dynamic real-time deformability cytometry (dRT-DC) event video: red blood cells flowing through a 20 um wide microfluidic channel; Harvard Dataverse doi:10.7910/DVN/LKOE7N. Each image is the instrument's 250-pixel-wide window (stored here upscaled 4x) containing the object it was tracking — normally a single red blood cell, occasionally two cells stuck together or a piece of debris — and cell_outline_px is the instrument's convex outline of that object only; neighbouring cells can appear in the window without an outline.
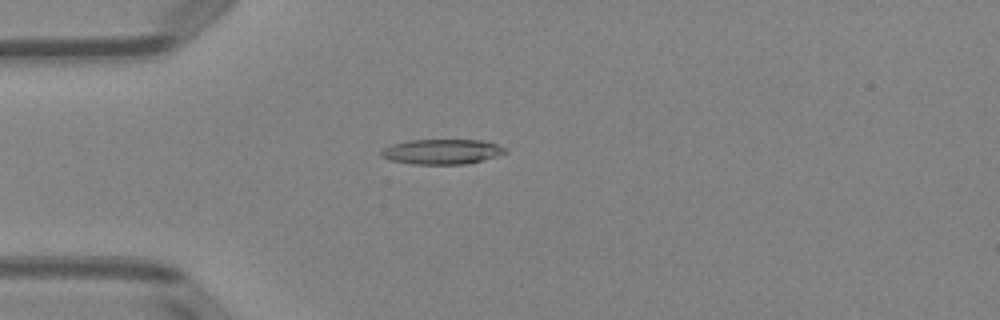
{"species": "Egyptian fruit bat (a non-hibernating species)", "species_latin": "Rousettus aegyptiacus", "temperature_condition": "room temperature", "stored_images_in_passage": 43, "camera_frame_rate_fps": 3000, "um_per_image_px": 0.085, "animal": {"sex": "female"}, "frame": {"image": 1, "passage_image": 6, "time_ms": 1.667, "image_size_px": [1000, 320], "cell_outline_px": [[508, 152], [496, 156], [464, 164], [412, 164], [392, 160], [380, 156], [380, 152], [384, 148], [392, 144], [408, 140], [484, 140], [496, 144], [504, 148]], "centroid_in_image_um": [37.54, 12.88], "position_along_channel_um": 47.5, "area_um2": 17.92}}
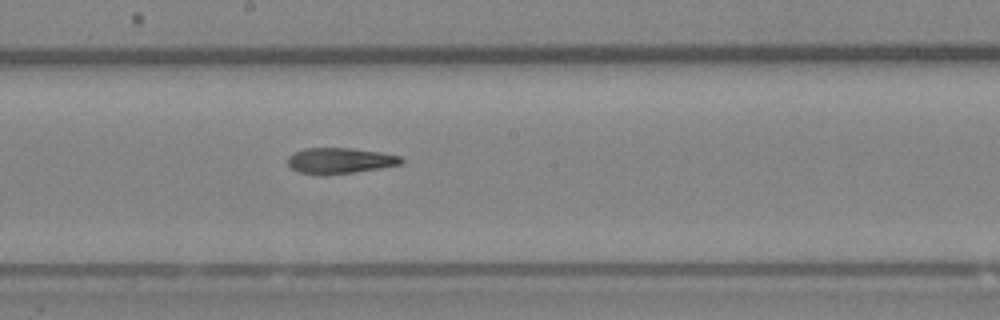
{"frame": {"image": 2, "passage_image": 20, "time_ms": 6.333, "image_size_px": [1000, 320], "cell_outline_px": [[404, 160], [400, 164], [380, 168], [352, 172], [300, 172], [292, 168], [288, 164], [288, 156], [292, 152], [304, 148], [352, 148], [380, 152], [400, 156]], "centroid_in_image_um": [28.91, 13.6], "position_along_channel_um": 219.3, "area_um2": 16.36}}
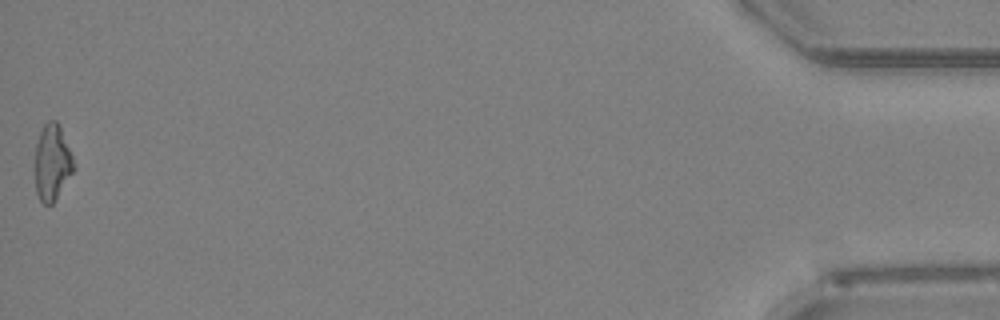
{"frame": {"image": 3, "passage_image": 43, "time_ms": 14.0, "image_size_px": [1000, 320], "cell_outline_px": [[76, 168], [52, 204], [44, 204], [40, 200], [36, 192], [32, 168], [36, 144], [40, 132], [44, 124], [48, 120], [56, 120], [60, 128], [72, 156]], "centroid_in_image_um": [4.38, 13.84], "position_along_channel_um": 430.8, "area_um2": 17.51}, "authors_computed_cell_mechanics": {"area_um2": 17.5134, "velocity_mm_per_s": 4.0061, "shape_relaxation_time_tau1_ms": null, "shape_relaxation_time_tau2_ms": 9.5108, "deformation_change_tau1": null, "deformation_change_tau2": 0.2638}}